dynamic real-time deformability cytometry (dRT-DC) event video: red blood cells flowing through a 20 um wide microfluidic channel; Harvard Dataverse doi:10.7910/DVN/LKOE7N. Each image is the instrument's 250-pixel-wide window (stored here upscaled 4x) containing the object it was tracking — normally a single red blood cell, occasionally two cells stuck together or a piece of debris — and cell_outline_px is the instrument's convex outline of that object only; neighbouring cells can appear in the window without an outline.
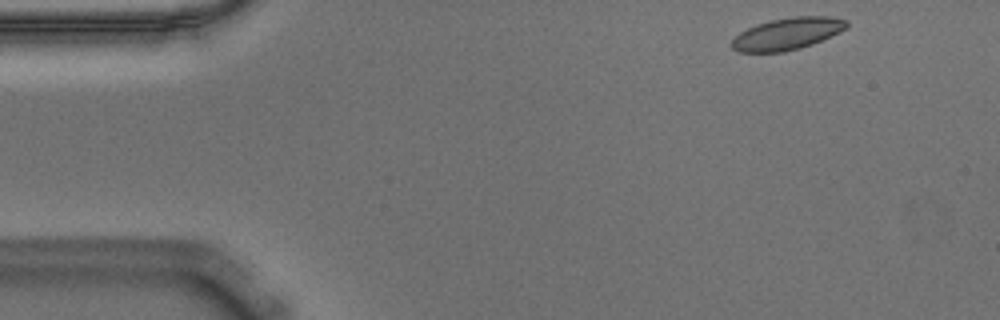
{"species": "Egyptian fruit bat (a non-hibernating species)", "species_latin": "Rousettus aegyptiacus", "temperature_condition": "warm", "stored_images_in_passage": 51, "camera_frame_rate_fps": 3000, "um_per_image_px": 0.085, "animal": {"sex": "male"}, "frame": {"image": 1, "passage_image": 1, "time_ms": 0.0, "image_size_px": [1000, 320], "cell_outline_px": [[848, 24], [840, 32], [812, 44], [800, 48], [784, 52], [736, 52], [732, 48], [732, 40], [740, 32], [756, 24], [772, 20], [796, 16], [832, 16], [848, 20]], "centroid_in_image_um": [66.92, 2.87], "position_along_channel_um": 18.1, "area_um2": 21.33}}
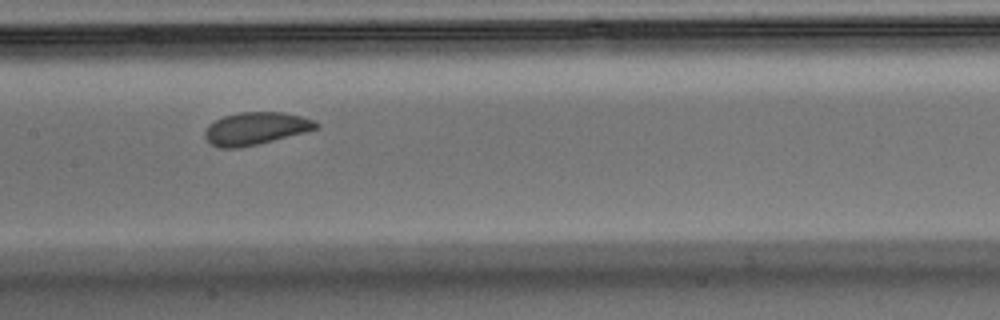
{"frame": {"image": 2, "passage_image": 22, "time_ms": 7.0, "image_size_px": [1000, 320], "cell_outline_px": [[320, 124], [316, 128], [304, 132], [240, 148], [220, 148], [212, 144], [204, 136], [204, 132], [208, 124], [224, 116], [240, 112], [284, 112], [316, 120]], "centroid_in_image_um": [21.72, 10.91], "position_along_channel_um": 185.7, "area_um2": 20.87}}
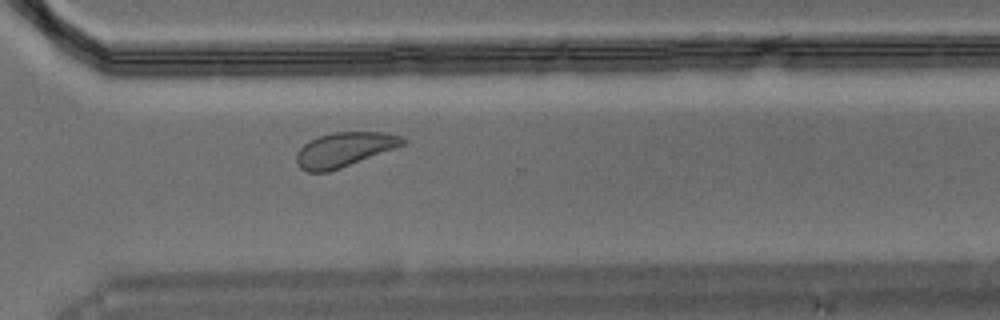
{"frame": {"image": 3, "passage_image": 35, "time_ms": 11.333, "image_size_px": [1000, 320], "cell_outline_px": [[408, 144], [340, 168], [328, 172], [308, 172], [300, 168], [296, 164], [296, 152], [308, 140], [332, 132], [384, 132], [404, 136], [408, 140]], "centroid_in_image_um": [29.3, 12.7], "position_along_channel_um": 341.3, "area_um2": 21.68}}